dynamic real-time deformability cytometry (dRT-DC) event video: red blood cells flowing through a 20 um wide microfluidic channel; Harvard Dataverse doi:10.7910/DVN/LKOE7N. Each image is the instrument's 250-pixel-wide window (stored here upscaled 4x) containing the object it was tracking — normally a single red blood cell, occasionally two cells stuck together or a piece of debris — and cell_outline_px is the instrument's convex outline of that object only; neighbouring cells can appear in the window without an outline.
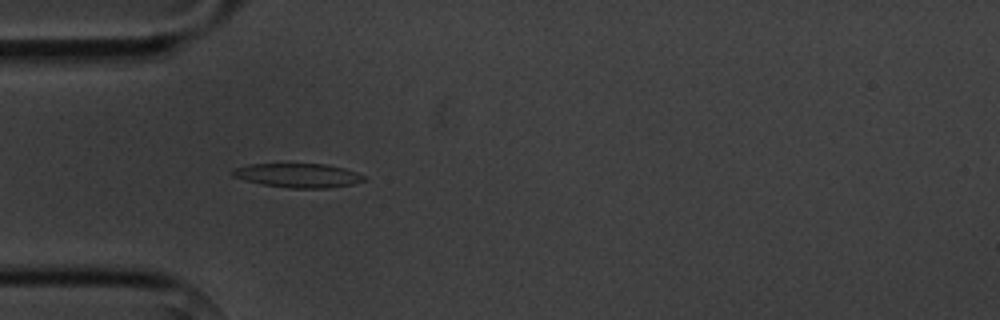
{"species": "common noctule bat (a hibernating species)", "species_latin": "Nyctalus noctula", "temperature_condition": "cold", "stored_images_in_passage": 2, "camera_frame_rate_fps": 3000, "um_per_image_px": 0.085, "animal": {"sex": "male", "body_mass_g": 20.1, "forearm_length_mm": 53.5}, "frame": {"image": 1, "passage_image": 1, "time_ms": 0.0, "image_size_px": [1000, 320], "cell_outline_px": [[368, 180], [352, 184], [328, 188], [288, 188], [264, 184], [244, 180], [232, 176], [232, 168], [248, 164], [324, 164], [344, 168], [356, 172], [364, 176]], "centroid_in_image_um": [25.33, 14.91], "position_along_channel_um": 59.7, "area_um2": 18.44}}
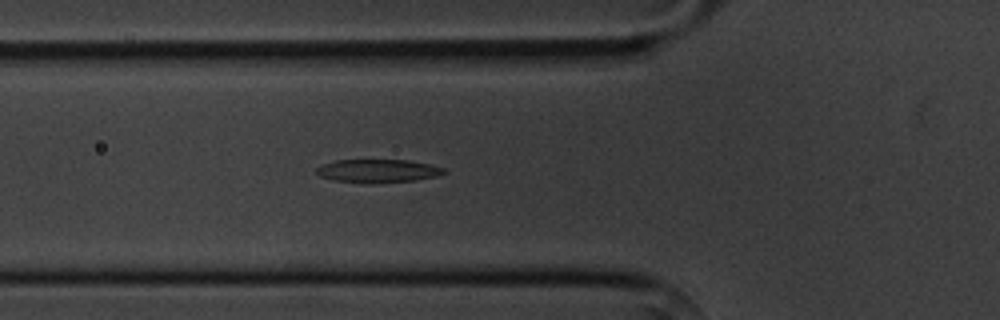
{"frame": {"image": 2, "passage_image": 2, "time_ms": 1.0, "image_size_px": [1000, 320], "cell_outline_px": [[448, 172], [436, 176], [416, 180], [332, 180], [320, 176], [316, 172], [316, 168], [320, 164], [336, 160], [408, 160], [428, 164], [444, 168]], "centroid_in_image_um": [32.12, 14.47], "position_along_channel_um": 93.7, "area_um2": 16.24}}